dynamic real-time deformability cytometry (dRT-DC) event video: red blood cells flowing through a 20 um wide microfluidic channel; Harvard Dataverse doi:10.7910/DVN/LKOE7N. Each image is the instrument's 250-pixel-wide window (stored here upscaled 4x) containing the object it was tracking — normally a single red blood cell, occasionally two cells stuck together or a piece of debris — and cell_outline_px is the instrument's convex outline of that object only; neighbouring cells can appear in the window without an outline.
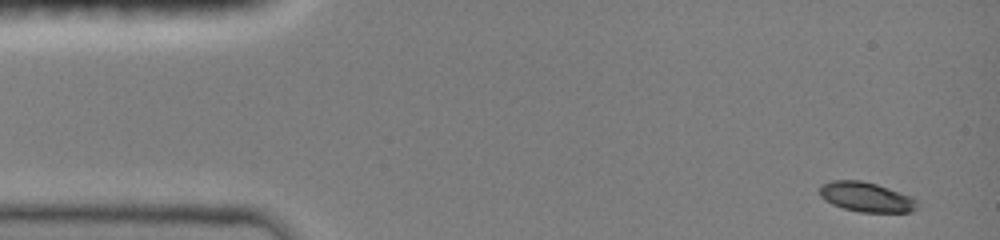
{"species": "common noctule bat (a hibernating species)", "species_latin": "Nyctalus noctula", "temperature_condition": "room temperature", "stored_images_in_passage": 32, "camera_frame_rate_fps": 3000, "um_per_image_px": 0.085, "animal": {"sex": "female", "body_mass_g": 19.0, "forearm_length_mm": 51.5}, "frame": {"image": 1, "passage_image": 1, "time_ms": 0.0, "image_size_px": [1000, 240], "cell_outline_px": [[920, 204], [912, 212], [860, 212], [844, 208], [832, 204], [824, 200], [820, 196], [820, 184], [832, 180], [860, 180], [876, 184], [912, 196]], "centroid_in_image_um": [73.64, 16.74], "position_along_channel_um": 11.4, "area_um2": 16.99}}
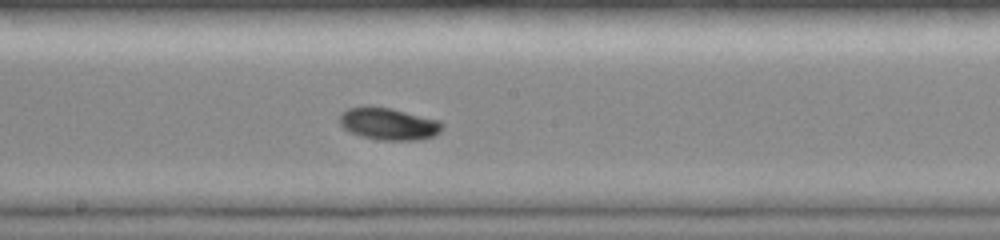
{"frame": {"image": 2, "passage_image": 18, "time_ms": 5.667, "image_size_px": [1000, 240], "cell_outline_px": [[444, 128], [436, 136], [420, 140], [380, 140], [360, 136], [348, 132], [340, 124], [340, 112], [348, 108], [364, 104], [368, 104], [392, 108], [440, 120], [444, 124]], "centroid_in_image_um": [33.03, 10.5], "position_along_channel_um": 215.2, "area_um2": 19.94}}
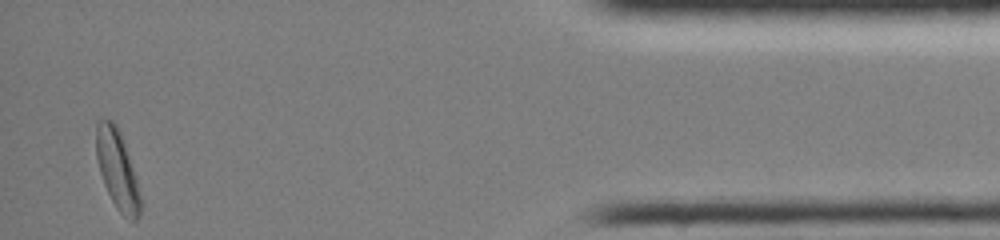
{"frame": {"image": 3, "passage_image": 32, "time_ms": 10.333, "image_size_px": [1000, 240], "cell_outline_px": [[140, 216], [136, 220], [132, 220], [124, 216], [116, 208], [104, 184], [100, 172], [96, 156], [96, 124], [100, 116], [112, 120], [116, 124], [120, 132], [136, 180], [140, 196]], "centroid_in_image_um": [9.93, 14.37], "position_along_channel_um": 425.3, "area_um2": 20.0}}